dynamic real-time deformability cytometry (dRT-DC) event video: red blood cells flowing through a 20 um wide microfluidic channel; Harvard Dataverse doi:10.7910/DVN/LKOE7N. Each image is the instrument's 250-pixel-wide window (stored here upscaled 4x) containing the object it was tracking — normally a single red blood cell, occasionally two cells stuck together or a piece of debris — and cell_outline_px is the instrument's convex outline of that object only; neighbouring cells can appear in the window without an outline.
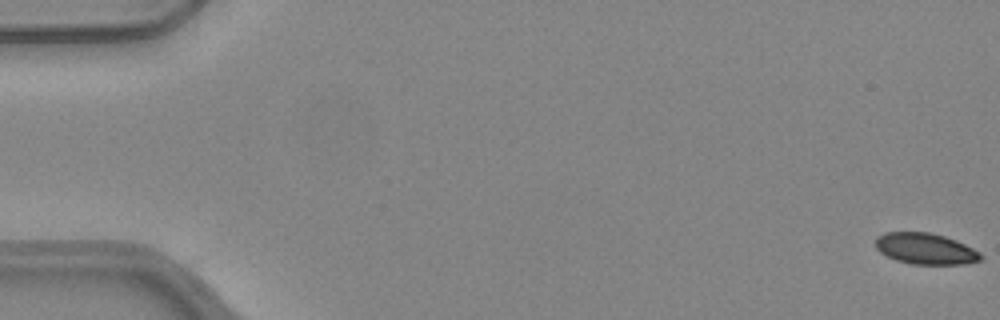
{"species": "common noctule bat (a hibernating species)", "species_latin": "Nyctalus noctula", "temperature_condition": "warm", "stored_images_in_passage": 53, "camera_frame_rate_fps": 3000, "um_per_image_px": 0.085, "animal": {"sex": "female", "body_mass_g": 24.6, "forearm_length_mm": 56.2}, "frame": {"image": 1, "passage_image": 1, "time_ms": 0.0, "image_size_px": [1000, 320], "cell_outline_px": [[984, 256], [980, 260], [964, 264], [912, 264], [896, 260], [880, 252], [876, 248], [876, 236], [884, 232], [928, 232], [944, 236], [956, 240], [980, 252]], "centroid_in_image_um": [78.66, 21.13], "position_along_channel_um": 6.3, "area_um2": 19.07}}
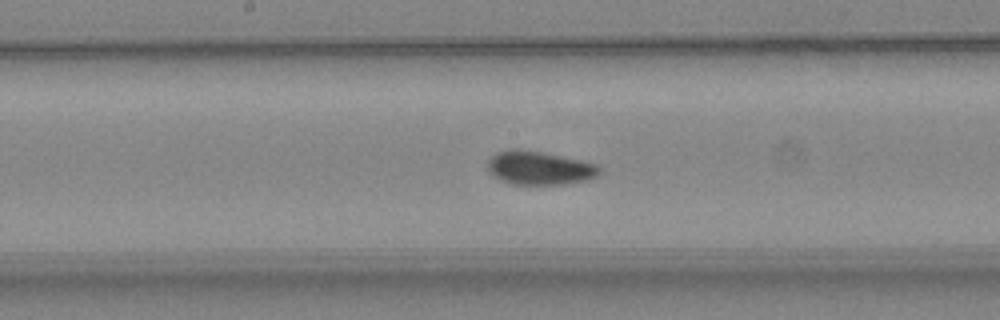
{"frame": {"image": 2, "passage_image": 28, "time_ms": 9.0, "image_size_px": [1000, 320], "cell_outline_px": [[600, 172], [596, 176], [588, 180], [564, 184], [512, 184], [500, 180], [492, 176], [488, 172], [488, 160], [496, 152], [512, 148], [516, 148], [544, 152], [600, 164]], "centroid_in_image_um": [45.84, 14.27], "position_along_channel_um": 202.4, "area_um2": 22.2}}
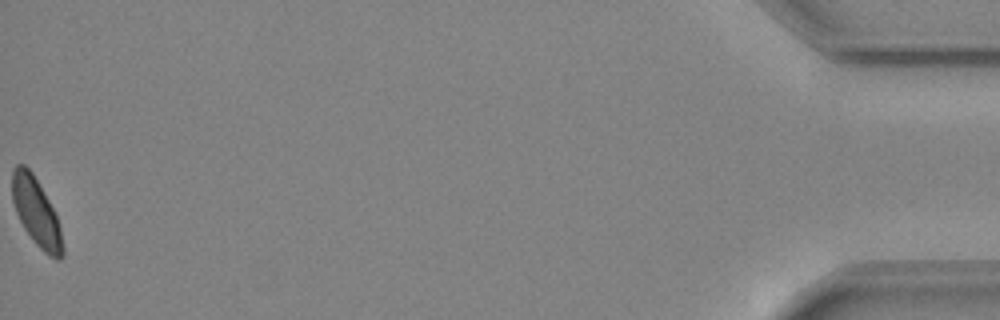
{"frame": {"image": 3, "passage_image": 53, "time_ms": 17.333, "image_size_px": [1000, 320], "cell_outline_px": [[64, 256], [60, 260], [56, 260], [48, 256], [36, 244], [24, 228], [16, 212], [12, 200], [12, 168], [16, 164], [24, 164], [32, 172], [48, 200], [56, 216], [60, 228], [64, 248]], "centroid_in_image_um": [3.08, 18.05], "position_along_channel_um": 432.1, "area_um2": 19.88}, "authors_computed_cell_mechanics": {"area_um2": 20.8658, "velocity_mm_per_s": 3.9856, "shape_relaxation_time_tau1_ms": 3.3332, "shape_relaxation_time_tau2_ms": 5.3644, "deformation_change_tau1": 0.0947, "deformation_change_tau2": 0.0535}}